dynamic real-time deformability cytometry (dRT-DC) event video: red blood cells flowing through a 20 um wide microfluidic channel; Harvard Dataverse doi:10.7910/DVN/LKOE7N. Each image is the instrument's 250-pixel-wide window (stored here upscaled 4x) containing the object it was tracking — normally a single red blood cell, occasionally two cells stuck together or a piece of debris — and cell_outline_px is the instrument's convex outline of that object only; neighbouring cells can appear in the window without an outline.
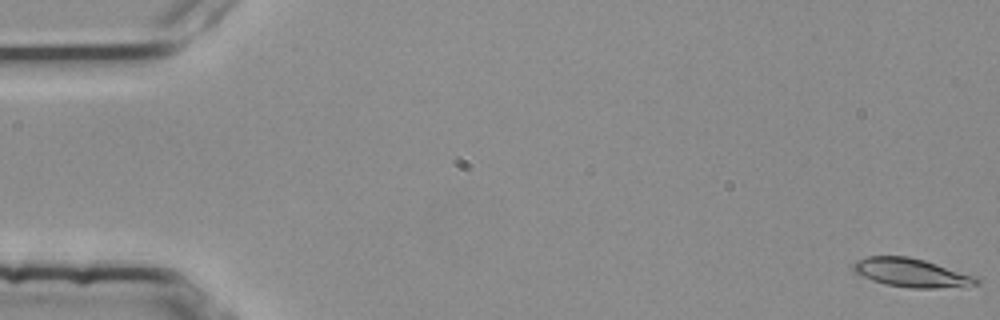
{"species": "common noctule bat (a hibernating species)", "species_latin": "Nyctalus noctula", "temperature_condition": "room temperature", "stored_images_in_passage": 16, "camera_frame_rate_fps": 3000, "um_per_image_px": 0.085, "animal": {"sex": "female", "body_mass_g": 25.1}, "frame": {"image": 1, "passage_image": 1, "time_ms": 0.0, "image_size_px": [1000, 320], "cell_outline_px": [[980, 284], [936, 288], [908, 288], [888, 284], [872, 280], [856, 272], [852, 268], [852, 264], [856, 260], [868, 256], [908, 256], [924, 260], [976, 276], [980, 280]], "centroid_in_image_um": [77.47, 23.17], "position_along_channel_um": 7.5, "area_um2": 20.35}}